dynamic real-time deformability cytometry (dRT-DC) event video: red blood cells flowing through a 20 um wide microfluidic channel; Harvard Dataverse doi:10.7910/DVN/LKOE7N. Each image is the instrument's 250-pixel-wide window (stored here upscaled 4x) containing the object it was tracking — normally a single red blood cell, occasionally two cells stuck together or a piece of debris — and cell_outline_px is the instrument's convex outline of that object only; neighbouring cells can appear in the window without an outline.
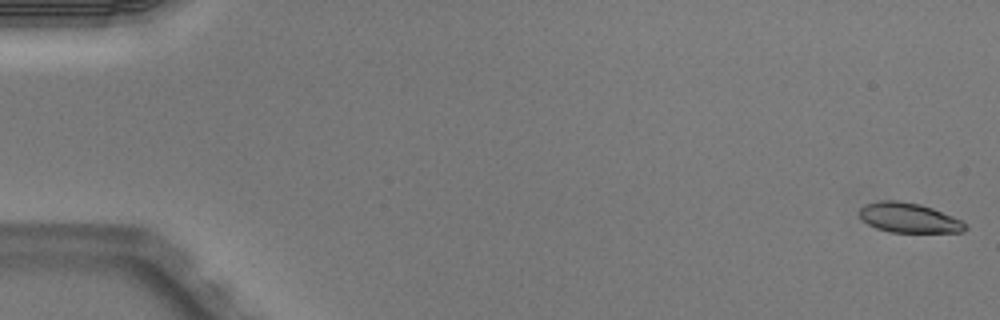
{"species": "Egyptian fruit bat (a non-hibernating species)", "species_latin": "Rousettus aegyptiacus", "temperature_condition": "warm", "stored_images_in_passage": 6, "camera_frame_rate_fps": 3000, "um_per_image_px": 0.085, "animal": {"sex": "male"}, "frame": {"image": 1, "passage_image": 1, "time_ms": 0.0, "image_size_px": [1000, 320], "cell_outline_px": [[968, 228], [964, 232], [888, 232], [876, 228], [868, 224], [860, 216], [860, 208], [864, 204], [880, 200], [896, 200], [920, 204], [932, 208], [952, 216], [968, 224]], "centroid_in_image_um": [77.26, 18.51], "position_along_channel_um": 7.7, "area_um2": 18.38}}